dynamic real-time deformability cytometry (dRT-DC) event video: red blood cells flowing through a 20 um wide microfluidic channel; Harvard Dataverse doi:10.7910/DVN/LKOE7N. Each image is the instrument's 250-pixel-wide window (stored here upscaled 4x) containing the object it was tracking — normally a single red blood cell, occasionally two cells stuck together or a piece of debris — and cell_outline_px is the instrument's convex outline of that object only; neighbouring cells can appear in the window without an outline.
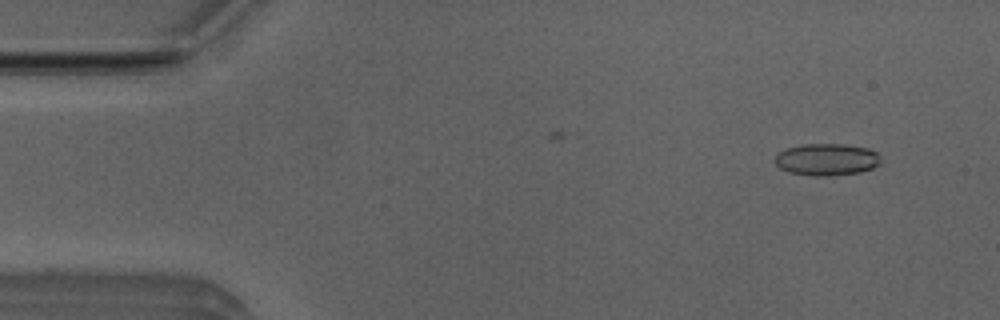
{"species": "Egyptian fruit bat (a non-hibernating species)", "species_latin": "Rousettus aegyptiacus", "temperature_condition": "room temperature", "stored_images_in_passage": 4, "camera_frame_rate_fps": 3000, "um_per_image_px": 0.085, "animal": {"sex": "male"}, "frame": {"image": 1, "passage_image": 1, "time_ms": 0.0, "image_size_px": [1000, 320], "cell_outline_px": [[880, 164], [872, 168], [860, 172], [828, 176], [812, 176], [788, 172], [780, 168], [776, 164], [776, 156], [780, 152], [788, 148], [804, 144], [844, 144], [868, 148], [876, 152], [880, 156]], "centroid_in_image_um": [70.29, 13.56], "position_along_channel_um": 14.7, "area_um2": 19.65}}